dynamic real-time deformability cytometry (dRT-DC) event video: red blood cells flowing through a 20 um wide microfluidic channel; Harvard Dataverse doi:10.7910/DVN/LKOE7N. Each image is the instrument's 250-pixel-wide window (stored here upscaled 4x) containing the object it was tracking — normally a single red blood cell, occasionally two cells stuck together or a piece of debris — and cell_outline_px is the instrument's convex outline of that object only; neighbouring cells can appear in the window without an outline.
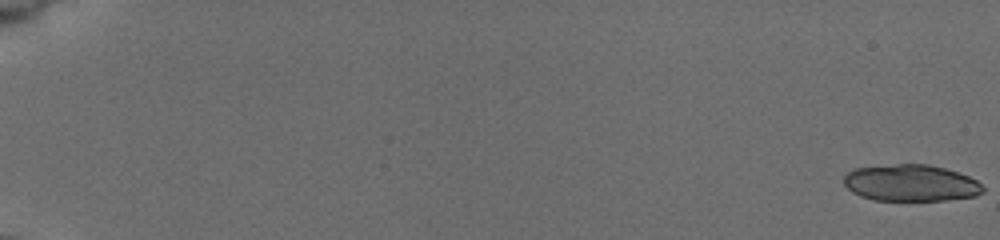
{"species": "common noctule bat (a hibernating species)", "species_latin": "Nyctalus noctula", "temperature_condition": "cold", "stored_images_in_passage": 26, "camera_frame_rate_fps": 3000, "um_per_image_px": 0.085, "animal": {"sex": "female", "body_mass_g": 19.5, "forearm_length_mm": 54.1}, "frame": {"image": 1, "passage_image": 1, "time_ms": 0.0, "image_size_px": [1000, 240], "cell_outline_px": [[984, 192], [976, 196], [944, 200], [876, 200], [860, 196], [852, 192], [844, 184], [844, 176], [848, 172], [856, 168], [900, 164], [928, 164], [944, 168], [968, 176], [976, 180], [984, 188]], "centroid_in_image_um": [77.43, 15.56], "position_along_channel_um": 7.6, "area_um2": 29.48}}
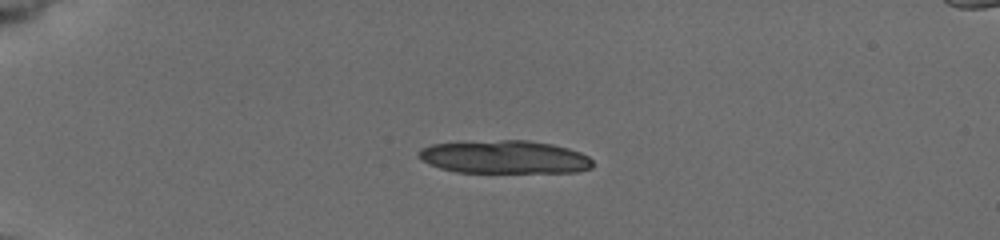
{"frame": {"image": 2, "passage_image": 16, "time_ms": 5.0, "image_size_px": [1000, 240], "cell_outline_px": [[592, 168], [576, 172], [456, 172], [440, 168], [428, 164], [416, 156], [416, 152], [420, 148], [432, 144], [504, 140], [528, 140], [552, 144], [568, 148], [580, 152], [588, 156], [592, 160]], "centroid_in_image_um": [42.86, 13.35], "position_along_channel_um": 42.1, "area_um2": 33.58}}